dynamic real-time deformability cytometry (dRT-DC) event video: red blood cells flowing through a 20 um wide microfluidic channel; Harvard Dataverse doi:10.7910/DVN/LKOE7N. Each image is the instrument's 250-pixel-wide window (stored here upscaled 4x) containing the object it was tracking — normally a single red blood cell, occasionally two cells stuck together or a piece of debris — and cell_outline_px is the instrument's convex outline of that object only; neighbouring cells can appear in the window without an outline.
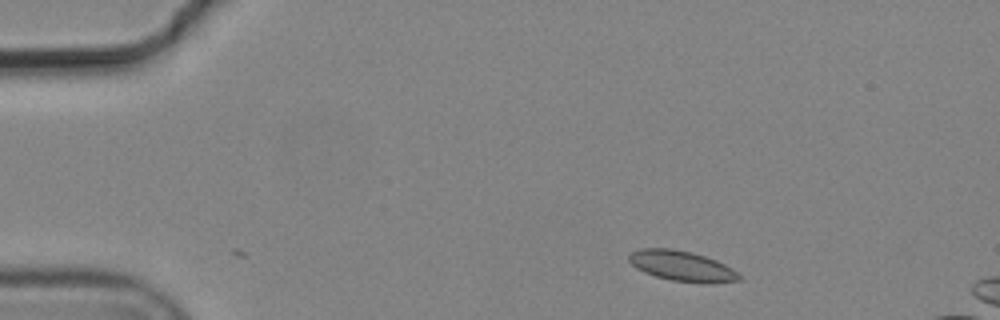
{"species": "common noctule bat (a hibernating species)", "species_latin": "Nyctalus noctula", "temperature_condition": "cold", "stored_images_in_passage": 9, "camera_frame_rate_fps": 3000, "um_per_image_px": 0.085, "animal": {"sex": "male", "body_mass_g": 19.2, "forearm_length_mm": 51.8}, "frame": {"image": 1, "passage_image": 1, "time_ms": 0.0, "image_size_px": [1000, 320], "cell_outline_px": [[740, 280], [712, 284], [700, 284], [672, 280], [656, 276], [644, 272], [636, 268], [628, 260], [628, 256], [632, 252], [640, 248], [672, 248], [692, 252], [716, 260], [732, 268], [740, 276]], "centroid_in_image_um": [57.96, 22.62], "position_along_channel_um": 27.0, "area_um2": 19.59}}
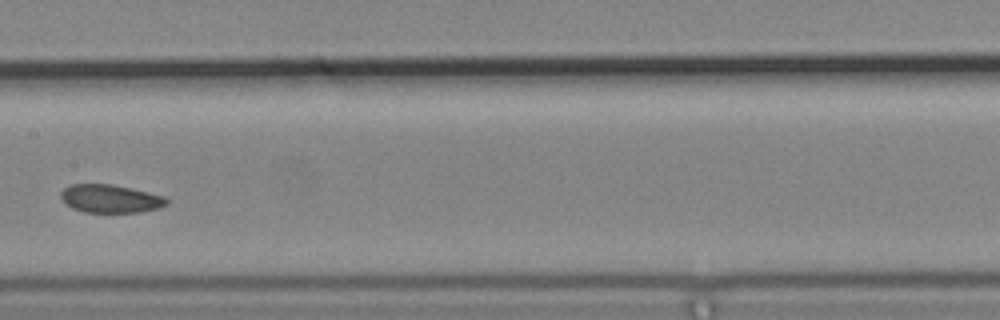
{"frame": {"image": 2, "passage_image": 6, "time_ms": 1.667, "image_size_px": [1000, 320], "cell_outline_px": [[168, 204], [160, 208], [140, 212], [84, 212], [72, 208], [64, 204], [60, 200], [60, 192], [68, 184], [112, 184], [132, 188], [164, 196], [168, 200]], "centroid_in_image_um": [9.35, 16.88], "position_along_channel_um": 198.1, "area_um2": 17.63}}
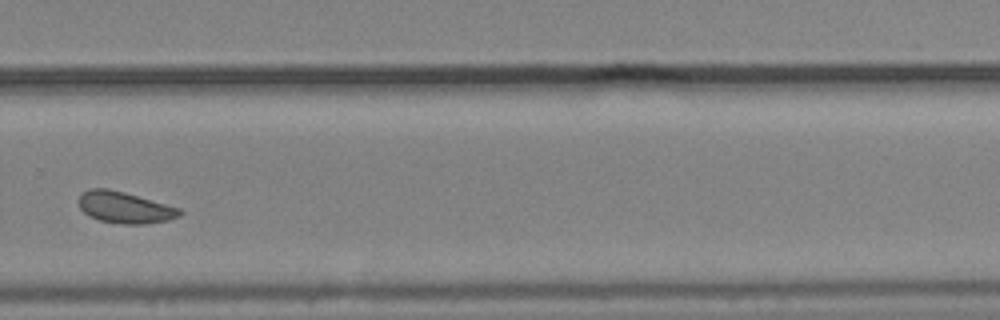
{"frame": {"image": 3, "passage_image": 9, "time_ms": 2.667, "image_size_px": [1000, 320], "cell_outline_px": [[184, 212], [180, 216], [168, 220], [144, 224], [120, 224], [100, 220], [84, 212], [80, 208], [76, 200], [84, 192], [92, 188], [108, 188], [124, 192], [180, 208]], "centroid_in_image_um": [10.61, 17.63], "position_along_channel_um": 319.2, "area_um2": 18.44}}